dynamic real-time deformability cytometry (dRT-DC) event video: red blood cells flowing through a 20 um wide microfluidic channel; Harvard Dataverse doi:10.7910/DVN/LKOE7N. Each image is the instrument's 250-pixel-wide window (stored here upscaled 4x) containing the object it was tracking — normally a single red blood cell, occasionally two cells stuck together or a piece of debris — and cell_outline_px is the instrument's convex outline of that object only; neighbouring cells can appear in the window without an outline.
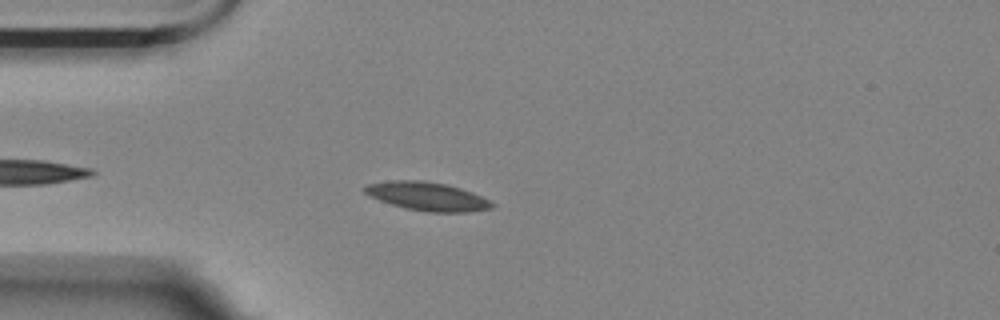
{"species": "Egyptian fruit bat (a non-hibernating species)", "species_latin": "Rousettus aegyptiacus", "temperature_condition": "room temperature", "stored_images_in_passage": 45, "camera_frame_rate_fps": 3000, "um_per_image_px": 0.085, "animal": {"sex": "female"}, "frame": {"image": 1, "passage_image": 6, "time_ms": 1.667, "image_size_px": [1000, 320], "cell_outline_px": [[496, 204], [492, 208], [468, 212], [428, 212], [404, 208], [380, 200], [364, 192], [360, 188], [364, 184], [392, 180], [420, 180], [448, 184], [472, 192]], "centroid_in_image_um": [36.29, 16.68], "position_along_channel_um": 48.7, "area_um2": 21.21}}
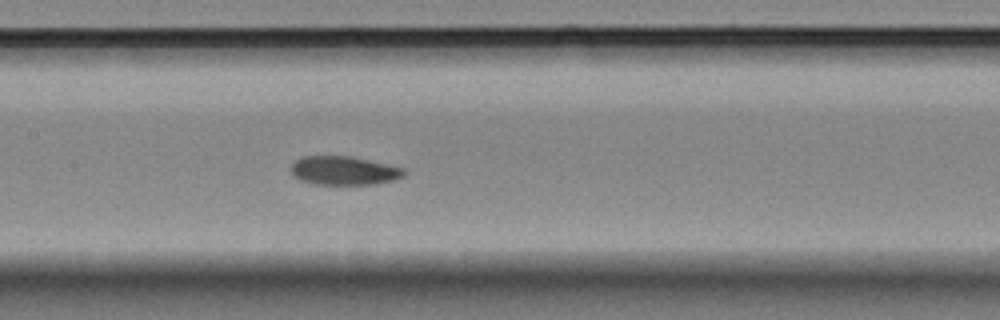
{"frame": {"image": 2, "passage_image": 18, "time_ms": 5.667, "image_size_px": [1000, 320], "cell_outline_px": [[408, 172], [404, 176], [396, 180], [372, 184], [316, 184], [300, 180], [292, 176], [292, 164], [300, 156], [352, 156], [388, 164], [404, 168]], "centroid_in_image_um": [29.27, 14.49], "position_along_channel_um": 178.1, "area_um2": 19.07}}
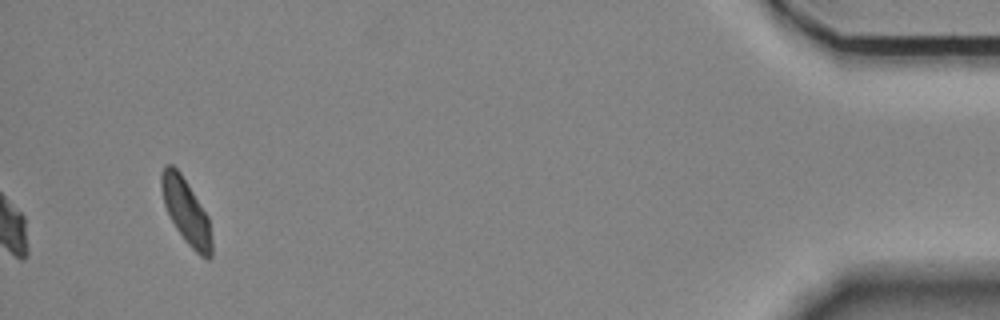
{"frame": {"image": 3, "passage_image": 45, "time_ms": 14.667, "image_size_px": [1000, 320], "cell_outline_px": [[212, 256], [208, 260], [200, 256], [184, 240], [176, 228], [164, 204], [160, 188], [160, 176], [164, 164], [172, 164], [180, 172], [208, 216], [212, 240]], "centroid_in_image_um": [15.81, 17.96], "position_along_channel_um": 419.4, "area_um2": 19.02}, "authors_computed_cell_mechanics": {"area_um2": 20.2878, "velocity_mm_per_s": 3.5179, "shape_relaxation_time_tau1_ms": 3.3938, "shape_relaxation_time_tau2_ms": null, "deformation_change_tau1": 0.0625, "deformation_change_tau2": null}}